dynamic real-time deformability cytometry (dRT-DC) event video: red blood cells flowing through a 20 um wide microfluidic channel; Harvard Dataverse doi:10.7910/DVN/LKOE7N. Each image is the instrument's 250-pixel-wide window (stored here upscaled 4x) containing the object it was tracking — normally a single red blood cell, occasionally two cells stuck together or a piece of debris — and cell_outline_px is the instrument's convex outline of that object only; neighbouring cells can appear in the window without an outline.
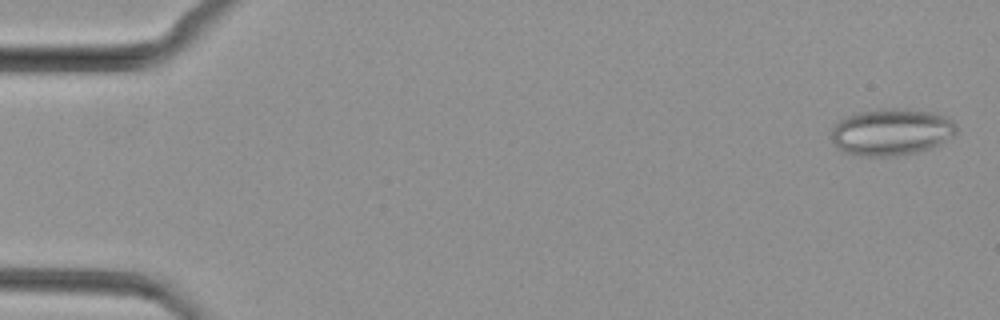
{"species": "common noctule bat (a hibernating species)", "species_latin": "Nyctalus noctula", "temperature_condition": "cold", "stored_images_in_passage": 49, "camera_frame_rate_fps": 3000, "um_per_image_px": 0.085, "animal": {"sex": "female", "body_mass_g": 29.2, "forearm_length_mm": 56.3}, "frame": {"image": 1, "passage_image": 2, "time_ms": 0.333, "image_size_px": [1000, 320], "cell_outline_px": [[956, 132], [952, 136], [940, 144], [932, 148], [916, 152], [896, 156], [860, 156], [844, 152], [828, 136], [832, 128], [844, 116], [856, 112], [880, 108], [904, 108], [936, 112], [948, 116], [956, 124]], "centroid_in_image_um": [75.77, 11.19], "position_along_channel_um": 9.2, "area_um2": 34.74}}
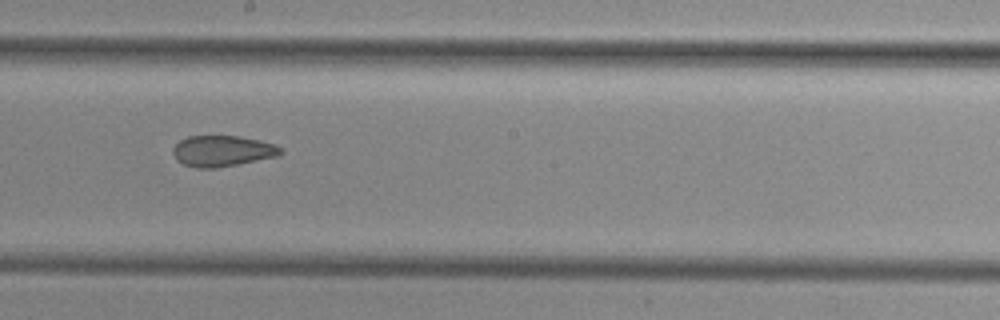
{"frame": {"image": 2, "passage_image": 28, "time_ms": 9.0, "image_size_px": [1000, 320], "cell_outline_px": [[284, 152], [280, 156], [216, 168], [196, 168], [184, 164], [176, 160], [172, 152], [172, 148], [180, 140], [188, 136], [240, 136], [260, 140], [276, 144]], "centroid_in_image_um": [18.92, 12.83], "position_along_channel_um": 229.3, "area_um2": 19.59}}
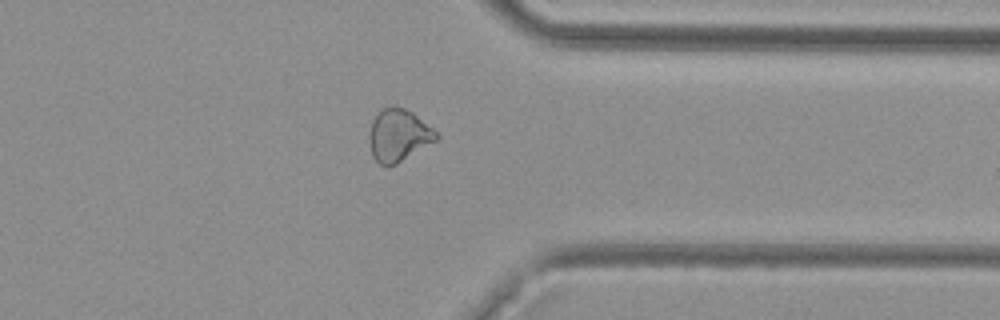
{"frame": {"image": 3, "passage_image": 39, "time_ms": 12.667, "image_size_px": [1000, 320], "cell_outline_px": [[440, 136], [436, 140], [396, 164], [388, 168], [380, 164], [372, 156], [368, 136], [368, 132], [372, 120], [384, 108], [392, 104], [396, 104], [412, 112], [432, 128]], "centroid_in_image_um": [33.84, 11.5], "position_along_channel_um": 377.6, "area_um2": 20.46}}